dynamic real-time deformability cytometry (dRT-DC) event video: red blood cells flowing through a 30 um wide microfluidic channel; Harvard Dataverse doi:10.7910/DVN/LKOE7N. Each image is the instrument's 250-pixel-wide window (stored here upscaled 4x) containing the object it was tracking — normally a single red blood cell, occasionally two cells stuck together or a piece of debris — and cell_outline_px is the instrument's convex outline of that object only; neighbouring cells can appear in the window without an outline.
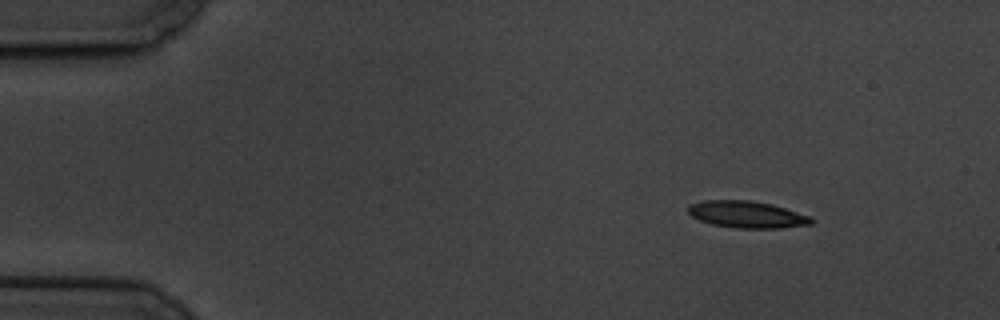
{"species": "common noctule bat (a hibernating species)", "species_latin": "Nyctalus noctula", "temperature_condition": "cold", "stored_images_in_passage": 5, "segment_of_instrument_passage": [1, 2], "camera_frame_rate_fps": 3000, "um_per_image_px": 0.085, "animal": {"sex": "male", "body_mass_g": 19.5, "forearm_length_mm": 54.6}, "frame": {"image": 1, "passage_image": 1, "time_ms": 0.0, "image_size_px": [1000, 320], "cell_outline_px": [[812, 224], [780, 228], [736, 228], [712, 224], [700, 220], [692, 216], [688, 212], [688, 204], [704, 200], [748, 200], [772, 204], [808, 216], [812, 220]], "centroid_in_image_um": [63.43, 18.23], "position_along_channel_um": 21.6, "area_um2": 19.07}}
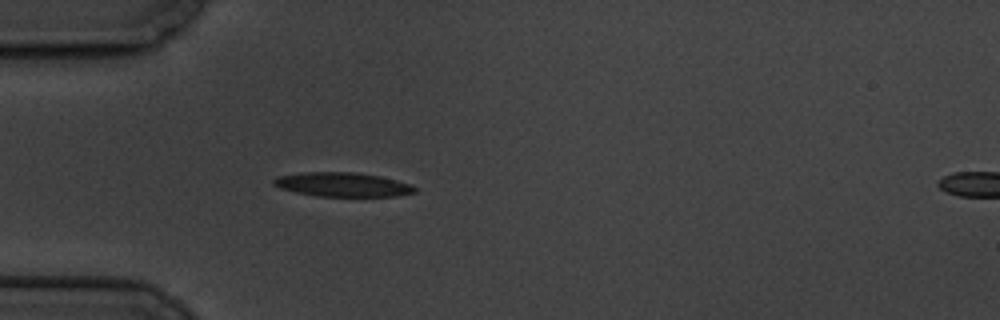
{"frame": {"image": 2, "passage_image": 4, "time_ms": 3.333, "image_size_px": [1000, 320], "cell_outline_px": [[416, 192], [396, 196], [316, 196], [296, 192], [280, 188], [272, 184], [272, 180], [276, 176], [300, 172], [356, 172], [380, 176], [396, 180], [408, 184], [416, 188]], "centroid_in_image_um": [29.06, 15.68], "position_along_channel_um": 55.9, "area_um2": 19.88}}